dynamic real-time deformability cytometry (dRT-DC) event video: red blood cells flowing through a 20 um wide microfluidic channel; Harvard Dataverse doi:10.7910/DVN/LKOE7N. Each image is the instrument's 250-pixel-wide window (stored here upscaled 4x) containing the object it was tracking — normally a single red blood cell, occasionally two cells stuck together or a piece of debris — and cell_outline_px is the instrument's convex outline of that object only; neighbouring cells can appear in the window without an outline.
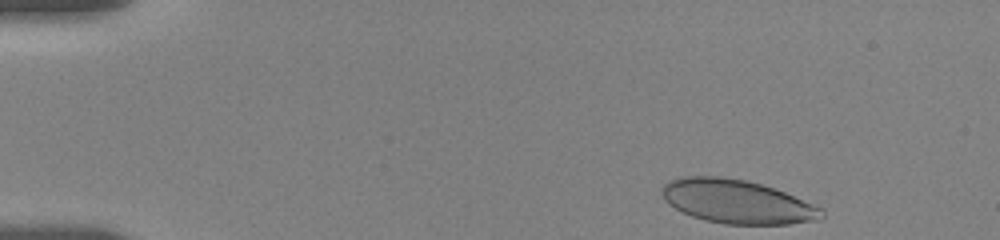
{"species": "human", "species_latin": "Homo sapiens", "temperature_condition": "room temperature", "stored_images_in_passage": 41, "camera_frame_rate_fps": 3000, "um_per_image_px": 0.085, "donor": {"sex": "female"}, "frame": {"image": 1, "passage_image": 1, "time_ms": 0.0, "image_size_px": [1000, 240], "cell_outline_px": [[824, 216], [820, 220], [788, 224], [724, 224], [704, 220], [692, 216], [668, 204], [664, 200], [660, 192], [660, 188], [668, 180], [684, 176], [720, 176], [748, 180], [784, 192], [824, 208]], "centroid_in_image_um": [62.64, 17.13], "position_along_channel_um": 22.4, "area_um2": 40.92}}
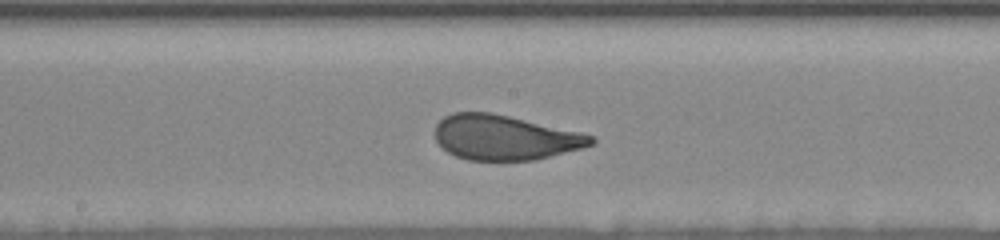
{"frame": {"image": 2, "passage_image": 24, "time_ms": 7.667, "image_size_px": [1000, 240], "cell_outline_px": [[596, 140], [592, 144], [580, 148], [536, 160], [468, 160], [456, 156], [448, 152], [436, 140], [436, 124], [444, 116], [452, 112], [492, 112], [580, 132], [592, 136]], "centroid_in_image_um": [42.88, 11.68], "position_along_channel_um": 205.3, "area_um2": 40.52}}
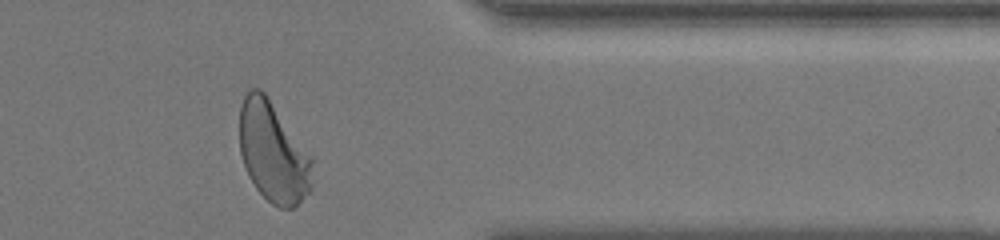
{"frame": {"image": 3, "passage_image": 40, "time_ms": 13.0, "image_size_px": [1000, 240], "cell_outline_px": [[312, 188], [292, 208], [280, 208], [272, 204], [256, 188], [248, 176], [240, 152], [240, 108], [244, 96], [252, 88], [260, 88], [264, 92], [312, 156]], "centroid_in_image_um": [23.22, 12.94], "position_along_channel_um": 388.2, "area_um2": 42.25}, "authors_computed_cell_mechanics": {"area_um2": 41.8472, "velocity_mm_per_s": 3.6296, "shape_relaxation_time_tau1_ms": 3.8306, "shape_relaxation_time_tau2_ms": null, "deformation_change_tau1": 0.148, "deformation_change_tau2": null}}